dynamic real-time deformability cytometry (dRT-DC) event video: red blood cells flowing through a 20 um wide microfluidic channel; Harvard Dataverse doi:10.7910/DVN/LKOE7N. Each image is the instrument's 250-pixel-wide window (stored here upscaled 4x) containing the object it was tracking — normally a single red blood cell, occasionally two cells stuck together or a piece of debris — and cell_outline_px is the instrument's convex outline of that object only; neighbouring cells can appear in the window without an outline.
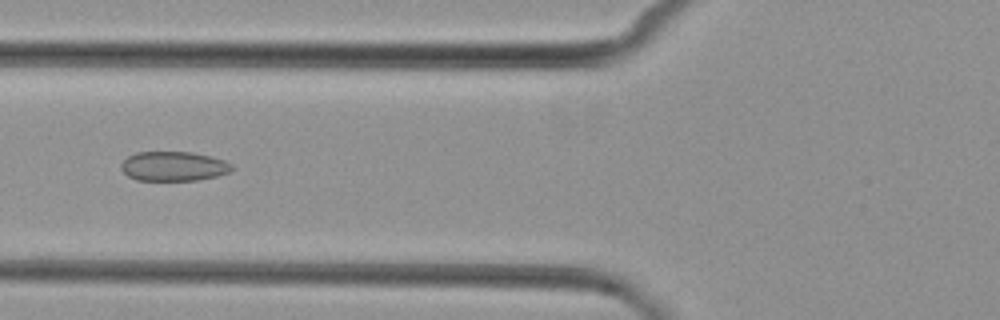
{"species": "common noctule bat (a hibernating species)", "species_latin": "Nyctalus noctula", "temperature_condition": "cold", "stored_images_in_passage": 8, "camera_frame_rate_fps": 3000, "um_per_image_px": 0.085, "animal": {"sex": "female", "body_mass_g": 29.2, "forearm_length_mm": 56.3}, "frame": {"image": 1, "passage_image": 5, "time_ms": 5.667, "image_size_px": [1000, 320], "cell_outline_px": [[236, 168], [232, 172], [216, 176], [196, 180], [136, 180], [128, 176], [120, 168], [120, 164], [128, 156], [136, 152], [192, 152], [224, 160], [232, 164]], "centroid_in_image_um": [14.77, 14.13], "position_along_channel_um": 111.0, "area_um2": 19.13}}
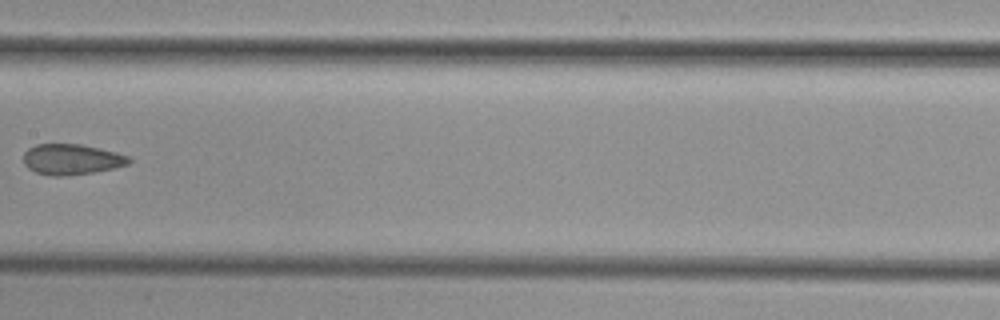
{"frame": {"image": 2, "passage_image": 7, "time_ms": 8.0, "image_size_px": [1000, 320], "cell_outline_px": [[132, 160], [128, 164], [112, 168], [92, 172], [64, 176], [52, 176], [36, 172], [28, 168], [24, 164], [24, 152], [28, 148], [36, 144], [80, 144], [100, 148], [116, 152], [128, 156]], "centroid_in_image_um": [6.06, 13.54], "position_along_channel_um": 201.3, "area_um2": 18.73}}
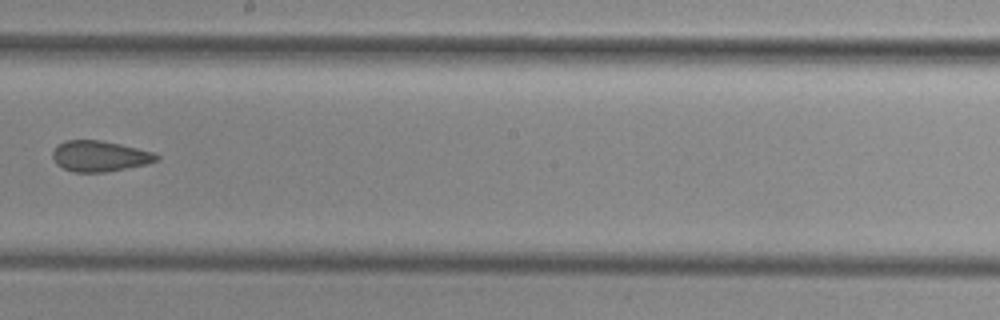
{"frame": {"image": 3, "passage_image": 8, "time_ms": 9.0, "image_size_px": [1000, 320], "cell_outline_px": [[160, 160], [148, 164], [108, 172], [72, 172], [56, 164], [52, 156], [52, 152], [64, 140], [100, 140], [120, 144], [152, 152], [160, 156]], "centroid_in_image_um": [8.49, 13.28], "position_along_channel_um": 239.7, "area_um2": 18.67}}